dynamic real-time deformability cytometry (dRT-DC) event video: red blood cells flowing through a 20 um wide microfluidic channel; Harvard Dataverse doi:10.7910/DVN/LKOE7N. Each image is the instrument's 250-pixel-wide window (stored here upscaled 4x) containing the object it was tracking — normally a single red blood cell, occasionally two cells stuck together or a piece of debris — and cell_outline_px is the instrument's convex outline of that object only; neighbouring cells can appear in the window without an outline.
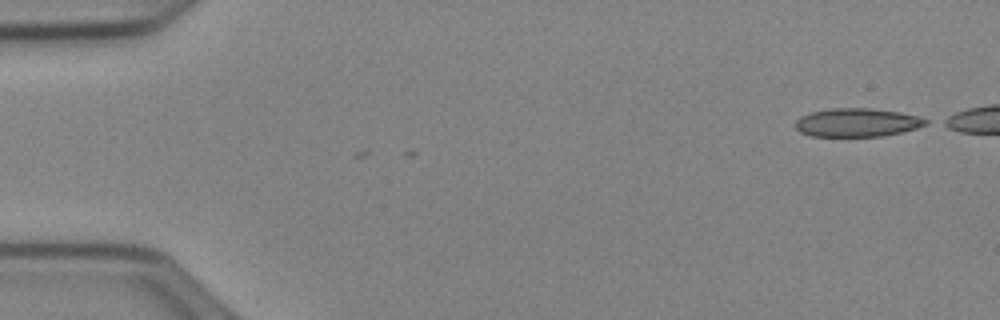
{"species": "Egyptian fruit bat (a non-hibernating species)", "species_latin": "Rousettus aegyptiacus", "temperature_condition": "cold", "stored_images_in_passage": 5, "camera_frame_rate_fps": 3000, "um_per_image_px": 0.085, "animal": {"sex": "female"}, "frame": {"image": 1, "passage_image": 5, "time_ms": 1.333, "image_size_px": [1000, 320], "cell_outline_px": [[928, 124], [916, 128], [884, 136], [812, 136], [800, 132], [796, 128], [796, 120], [800, 116], [812, 112], [832, 108], [872, 108], [900, 112], [916, 116], [928, 120]], "centroid_in_image_um": [72.85, 10.41], "position_along_channel_um": 12.2, "area_um2": 21.5}}